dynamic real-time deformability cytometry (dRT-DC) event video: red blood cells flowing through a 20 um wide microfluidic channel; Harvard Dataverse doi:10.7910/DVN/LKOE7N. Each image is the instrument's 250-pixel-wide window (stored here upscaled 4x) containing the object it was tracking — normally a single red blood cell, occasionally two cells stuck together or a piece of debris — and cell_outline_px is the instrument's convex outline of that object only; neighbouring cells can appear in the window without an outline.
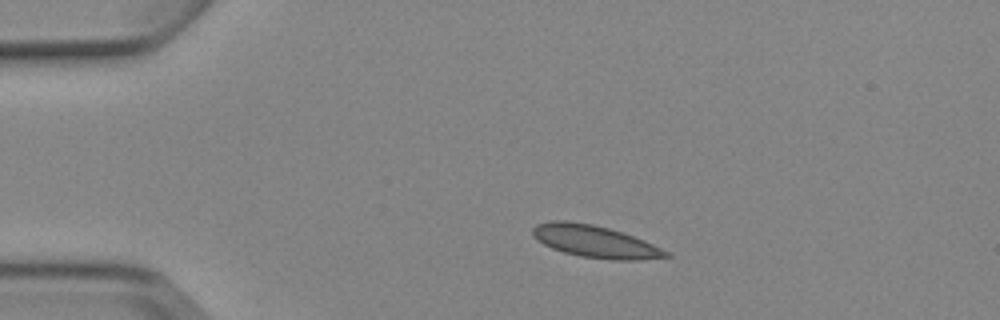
{"species": "Egyptian fruit bat (a non-hibernating species)", "species_latin": "Rousettus aegyptiacus", "temperature_condition": "cold", "stored_images_in_passage": 3, "camera_frame_rate_fps": 3000, "um_per_image_px": 0.085, "animal": {"sex": "female"}, "frame": {"image": 1, "passage_image": 1, "time_ms": 0.0, "image_size_px": [1000, 320], "cell_outline_px": [[672, 256], [640, 260], [612, 260], [580, 256], [564, 252], [552, 248], [544, 244], [532, 236], [532, 228], [536, 224], [552, 220], [568, 220], [592, 224], [624, 232], [644, 240], [668, 252]], "centroid_in_image_um": [50.56, 20.52], "position_along_channel_um": 34.4, "area_um2": 25.03}}
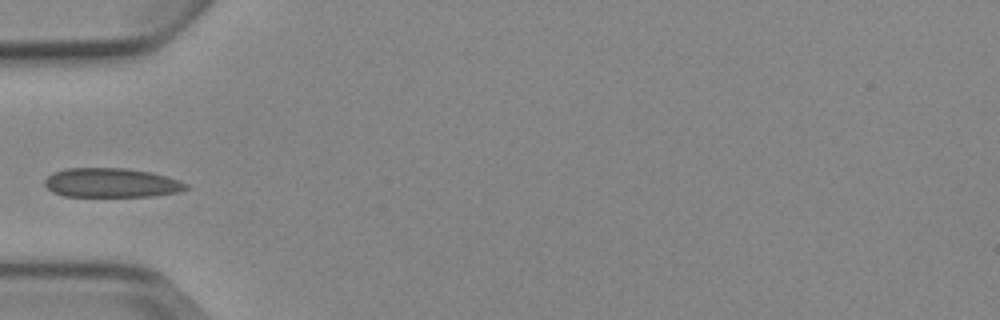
{"frame": {"image": 2, "passage_image": 3, "time_ms": 2.333, "image_size_px": [1000, 320], "cell_outline_px": [[192, 188], [176, 192], [152, 196], [64, 196], [52, 192], [44, 184], [44, 180], [52, 172], [64, 168], [124, 168], [152, 172], [188, 184]], "centroid_in_image_um": [9.43, 15.53], "position_along_channel_um": 75.6, "area_um2": 24.1}}